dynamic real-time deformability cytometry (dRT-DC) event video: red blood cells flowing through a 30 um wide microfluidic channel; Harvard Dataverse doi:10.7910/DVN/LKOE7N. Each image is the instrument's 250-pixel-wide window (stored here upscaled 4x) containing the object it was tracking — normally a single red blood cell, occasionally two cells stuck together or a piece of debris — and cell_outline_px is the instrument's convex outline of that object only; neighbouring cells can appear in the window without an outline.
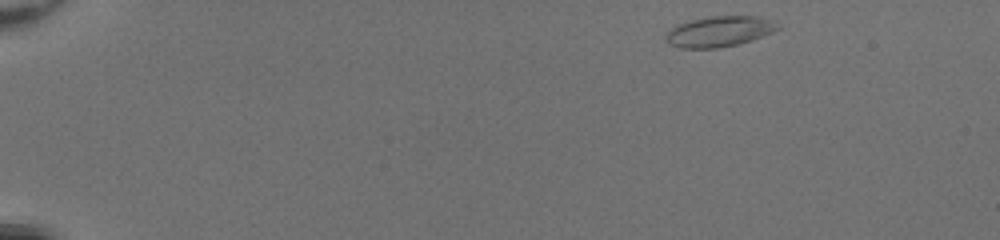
{"species": "common noctule bat (a hibernating species)", "species_latin": "Nyctalus noctula", "temperature_condition": "room temperature", "stored_images_in_passage": 45, "camera_frame_rate_fps": 3000, "um_per_image_px": 0.085, "animal": {"sex": "female", "body_mass_g": 20.0, "forearm_length_mm": 54.0}, "frame": {"image": 1, "passage_image": 1, "time_ms": 0.0, "image_size_px": [1000, 240], "cell_outline_px": [[780, 28], [772, 32], [752, 40], [736, 44], [716, 48], [680, 48], [668, 44], [664, 40], [664, 36], [676, 24], [692, 20], [712, 16], [756, 16], [776, 20]], "centroid_in_image_um": [61.13, 2.67], "position_along_channel_um": 23.9, "area_um2": 20.0}}
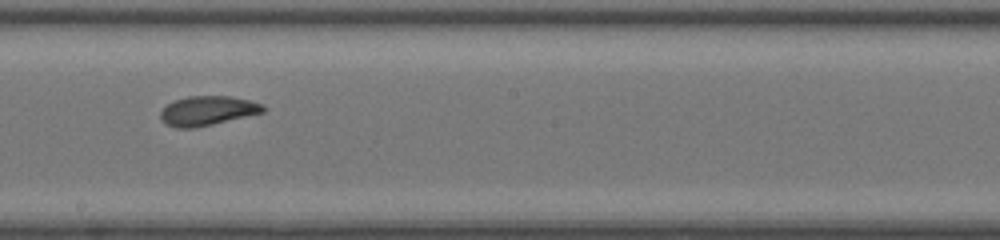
{"frame": {"image": 2, "passage_image": 25, "time_ms": 8.0, "image_size_px": [1000, 240], "cell_outline_px": [[268, 108], [264, 112], [196, 128], [176, 128], [160, 120], [160, 112], [168, 104], [176, 100], [188, 96], [228, 96], [248, 100], [264, 104]], "centroid_in_image_um": [17.66, 9.42], "position_along_channel_um": 230.5, "area_um2": 17.57}}
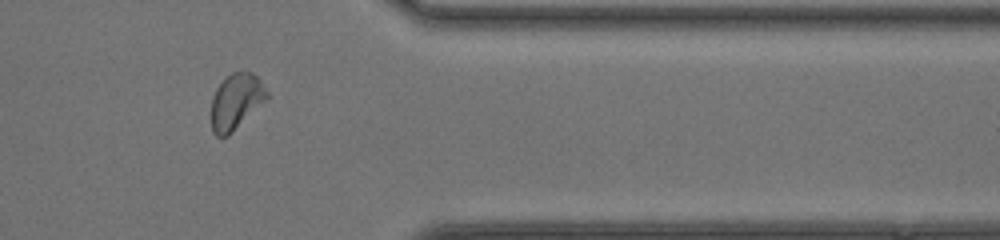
{"frame": {"image": 3, "passage_image": 37, "time_ms": 12.0, "image_size_px": [1000, 240], "cell_outline_px": [[272, 96], [268, 100], [228, 136], [216, 136], [212, 132], [212, 96], [216, 88], [232, 72], [252, 72], [260, 80]], "centroid_in_image_um": [20.11, 8.64], "position_along_channel_um": 391.3, "area_um2": 18.26}, "authors_computed_cell_mechanics": {"area_um2": 18.0914, "velocity_mm_per_s": 4.2176, "shape_relaxation_time_tau1_ms": 3.846, "shape_relaxation_time_tau2_ms": 1.7524, "deformation_change_tau1": 0.1417, "deformation_change_tau2": 0.0812}}